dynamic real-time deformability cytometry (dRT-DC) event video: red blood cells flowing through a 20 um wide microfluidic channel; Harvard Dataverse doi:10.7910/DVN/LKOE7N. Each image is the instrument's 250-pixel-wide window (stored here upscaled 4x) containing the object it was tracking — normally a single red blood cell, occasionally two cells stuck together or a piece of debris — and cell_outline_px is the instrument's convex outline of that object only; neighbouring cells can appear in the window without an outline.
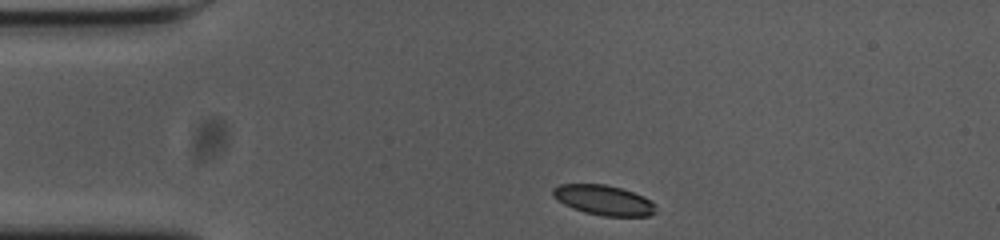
{"species": "common noctule bat (a hibernating species)", "species_latin": "Nyctalus noctula", "temperature_condition": "cold", "stored_images_in_passage": 36, "camera_frame_rate_fps": 3000, "um_per_image_px": 0.085, "animal": {"sex": "female", "body_mass_g": 23.0, "forearm_length_mm": 53.4}, "frame": {"image": 1, "passage_image": 1, "time_ms": 0.0, "image_size_px": [1000, 240], "cell_outline_px": [[656, 212], [648, 216], [604, 216], [584, 212], [572, 208], [556, 200], [552, 196], [552, 188], [560, 184], [604, 184], [620, 188], [644, 196], [652, 200], [656, 204]], "centroid_in_image_um": [51.31, 17.01], "position_along_channel_um": 33.7, "area_um2": 18.15}}
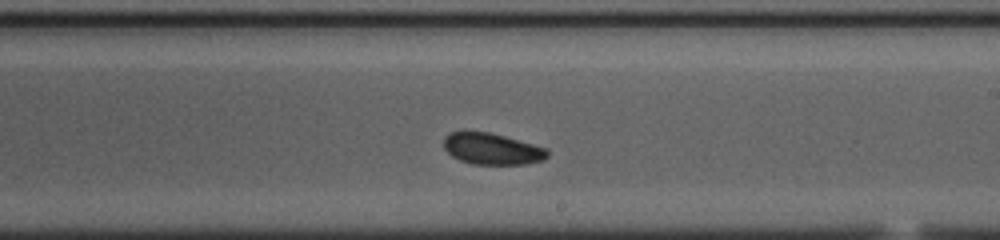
{"frame": {"image": 2, "passage_image": 22, "time_ms": 7.0, "image_size_px": [1000, 240], "cell_outline_px": [[548, 156], [544, 160], [524, 164], [472, 164], [460, 160], [452, 156], [444, 148], [444, 136], [448, 132], [464, 128], [488, 132], [504, 136], [548, 148]], "centroid_in_image_um": [41.76, 12.61], "position_along_channel_um": 247.2, "area_um2": 19.48}}
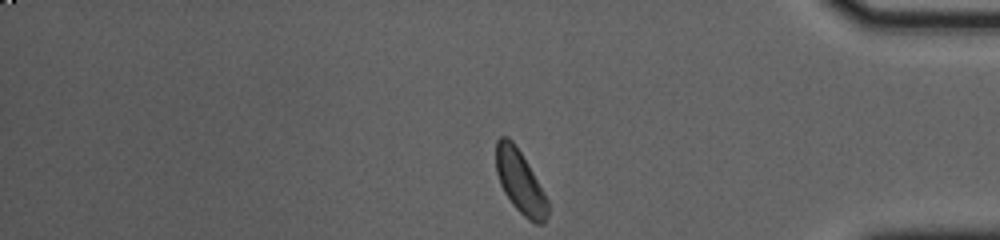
{"frame": {"image": 3, "passage_image": 36, "time_ms": 11.667, "image_size_px": [1000, 240], "cell_outline_px": [[548, 216], [544, 224], [536, 224], [528, 220], [512, 204], [504, 192], [500, 184], [496, 172], [496, 140], [500, 136], [508, 136], [516, 144], [528, 164], [544, 192], [548, 200]], "centroid_in_image_um": [44.21, 15.46], "position_along_channel_um": 391.0, "area_um2": 19.13}, "authors_computed_cell_mechanics": {"area_um2": 19.4786, "velocity_mm_per_s": 3.6408, "shape_relaxation_time_tau1_ms": 1.5967, "shape_relaxation_time_tau2_ms": null, "deformation_change_tau1": 0.0645, "deformation_change_tau2": null}}